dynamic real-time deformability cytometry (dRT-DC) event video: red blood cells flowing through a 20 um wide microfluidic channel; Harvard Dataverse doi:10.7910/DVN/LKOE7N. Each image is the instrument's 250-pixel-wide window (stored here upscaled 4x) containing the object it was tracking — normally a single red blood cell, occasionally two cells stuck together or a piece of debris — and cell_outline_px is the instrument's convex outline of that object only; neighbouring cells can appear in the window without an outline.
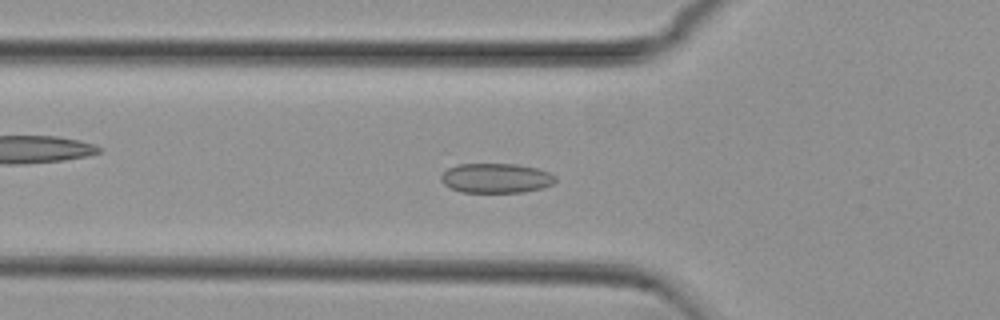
{"species": "common noctule bat (a hibernating species)", "species_latin": "Nyctalus noctula", "temperature_condition": "cold", "stored_images_in_passage": 54, "camera_frame_rate_fps": 3000, "um_per_image_px": 0.085, "animal": {"sex": "female", "body_mass_g": 29.2, "forearm_length_mm": 56.3}, "frame": {"image": 1, "passage_image": 18, "time_ms": 5.667, "image_size_px": [1000, 320], "cell_outline_px": [[556, 180], [552, 184], [544, 188], [524, 192], [460, 192], [444, 184], [440, 180], [440, 176], [448, 168], [460, 164], [516, 164], [536, 168], [548, 172], [556, 176]], "centroid_in_image_um": [42.17, 15.14], "position_along_channel_um": 83.6, "area_um2": 19.77}}
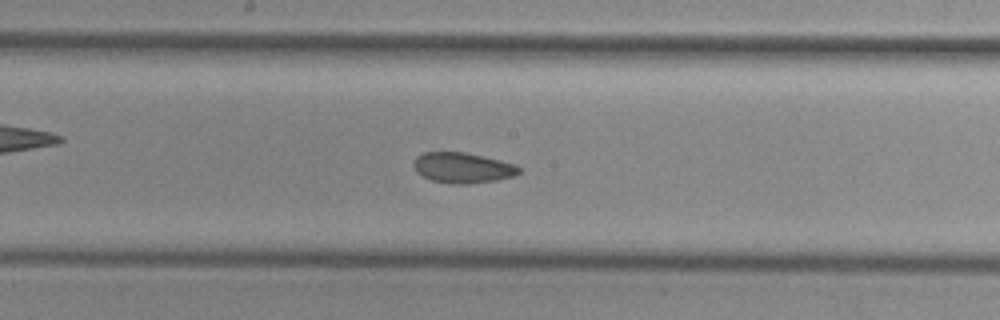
{"frame": {"image": 2, "passage_image": 28, "time_ms": 9.0, "image_size_px": [1000, 320], "cell_outline_px": [[520, 172], [512, 176], [496, 180], [468, 184], [448, 184], [432, 180], [416, 172], [412, 164], [416, 156], [424, 152], [464, 152], [484, 156], [516, 164], [520, 168]], "centroid_in_image_um": [39.3, 14.26], "position_along_channel_um": 208.9, "area_um2": 18.79}}
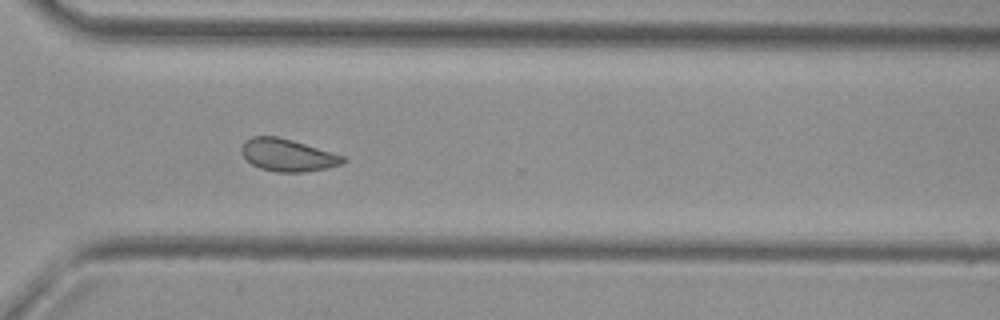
{"frame": {"image": 3, "passage_image": 39, "time_ms": 12.667, "image_size_px": [1000, 320], "cell_outline_px": [[348, 160], [344, 164], [328, 168], [304, 172], [276, 172], [260, 168], [252, 164], [240, 152], [240, 148], [244, 140], [252, 136], [276, 136], [292, 140], [344, 156]], "centroid_in_image_um": [24.45, 13.19], "position_along_channel_um": 346.2, "area_um2": 19.25}, "authors_computed_cell_mechanics": {"area_um2": 19.6231, "velocity_mm_per_s": 3.7459, "shape_relaxation_time_tau1_ms": null, "shape_relaxation_time_tau2_ms": 2.6434, "deformation_change_tau1": null, "deformation_change_tau2": 0.0833}}